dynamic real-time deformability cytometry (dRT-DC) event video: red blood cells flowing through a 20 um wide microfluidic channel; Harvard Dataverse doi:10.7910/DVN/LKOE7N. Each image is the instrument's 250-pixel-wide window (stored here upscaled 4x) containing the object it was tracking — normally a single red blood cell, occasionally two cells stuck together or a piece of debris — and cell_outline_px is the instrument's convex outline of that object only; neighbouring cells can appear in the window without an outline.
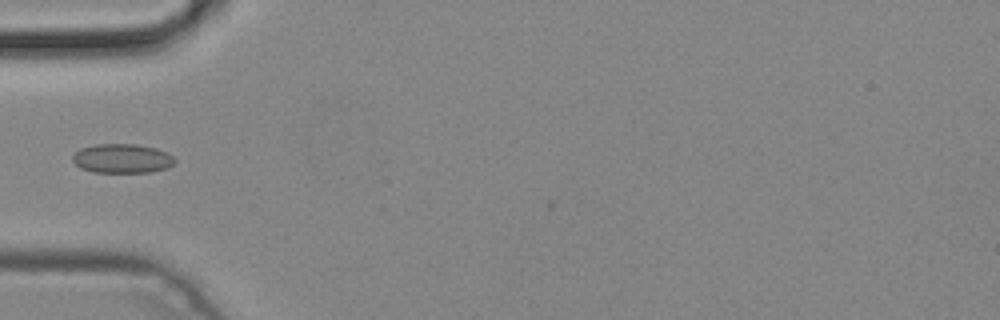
{"species": "common noctule bat (a hibernating species)", "species_latin": "Nyctalus noctula", "temperature_condition": "cold", "stored_images_in_passage": 5, "camera_frame_rate_fps": 3000, "um_per_image_px": 0.085, "animal": {"sex": "male", "body_mass_g": 19.2, "forearm_length_mm": 51.8}, "frame": {"image": 1, "passage_image": 4, "time_ms": 1.0, "image_size_px": [1000, 320], "cell_outline_px": [[176, 160], [168, 168], [152, 172], [92, 172], [80, 168], [72, 160], [72, 156], [80, 148], [96, 144], [136, 144], [156, 148], [168, 152]], "centroid_in_image_um": [10.39, 13.47], "position_along_channel_um": 74.6, "area_um2": 17.51}}
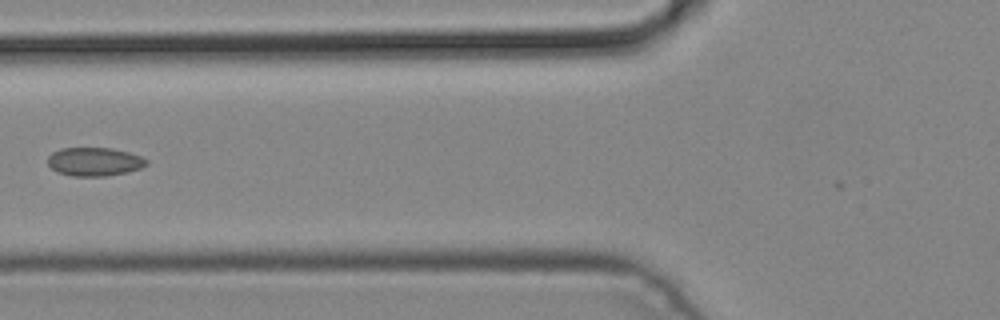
{"frame": {"image": 2, "passage_image": 5, "time_ms": 1.333, "image_size_px": [1000, 320], "cell_outline_px": [[148, 164], [140, 168], [128, 172], [104, 176], [72, 176], [56, 172], [48, 164], [48, 156], [52, 152], [60, 148], [112, 148], [128, 152], [140, 156], [148, 160]], "centroid_in_image_um": [8.01, 13.74], "position_along_channel_um": 117.8, "area_um2": 16.47}}